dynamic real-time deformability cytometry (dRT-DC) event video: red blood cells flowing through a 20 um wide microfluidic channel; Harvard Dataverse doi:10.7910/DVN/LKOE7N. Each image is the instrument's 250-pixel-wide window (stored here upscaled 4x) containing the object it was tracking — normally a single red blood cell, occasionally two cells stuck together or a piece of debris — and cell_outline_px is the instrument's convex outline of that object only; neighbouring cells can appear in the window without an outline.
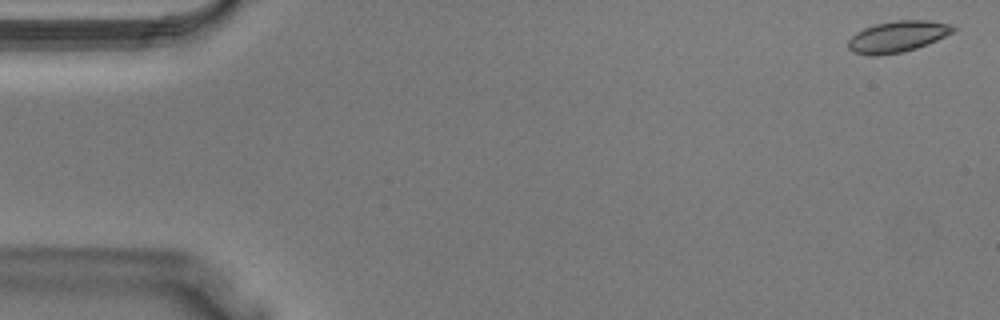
{"species": "Egyptian fruit bat (a non-hibernating species)", "species_latin": "Rousettus aegyptiacus", "temperature_condition": "warm", "stored_images_in_passage": 12, "camera_frame_rate_fps": 3000, "um_per_image_px": 0.085, "animal": {"sex": "male"}, "frame": {"image": 1, "passage_image": 1, "time_ms": 0.0, "image_size_px": [1000, 320], "cell_outline_px": [[956, 28], [952, 32], [928, 44], [904, 52], [880, 56], [868, 56], [852, 52], [848, 48], [848, 40], [856, 32], [864, 28], [876, 24], [896, 20], [928, 20], [952, 24]], "centroid_in_image_um": [76.26, 3.12], "position_along_channel_um": 8.7, "area_um2": 19.25}}
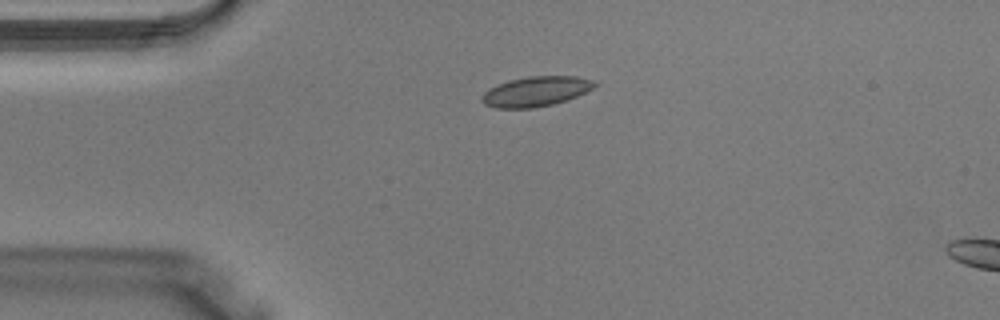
{"frame": {"image": 2, "passage_image": 9, "time_ms": 2.667, "image_size_px": [1000, 320], "cell_outline_px": [[596, 84], [592, 88], [576, 96], [552, 104], [532, 108], [496, 108], [484, 104], [480, 100], [480, 96], [484, 92], [508, 80], [528, 76], [576, 76], [592, 80]], "centroid_in_image_um": [45.5, 7.77], "position_along_channel_um": 39.5, "area_um2": 19.36}}